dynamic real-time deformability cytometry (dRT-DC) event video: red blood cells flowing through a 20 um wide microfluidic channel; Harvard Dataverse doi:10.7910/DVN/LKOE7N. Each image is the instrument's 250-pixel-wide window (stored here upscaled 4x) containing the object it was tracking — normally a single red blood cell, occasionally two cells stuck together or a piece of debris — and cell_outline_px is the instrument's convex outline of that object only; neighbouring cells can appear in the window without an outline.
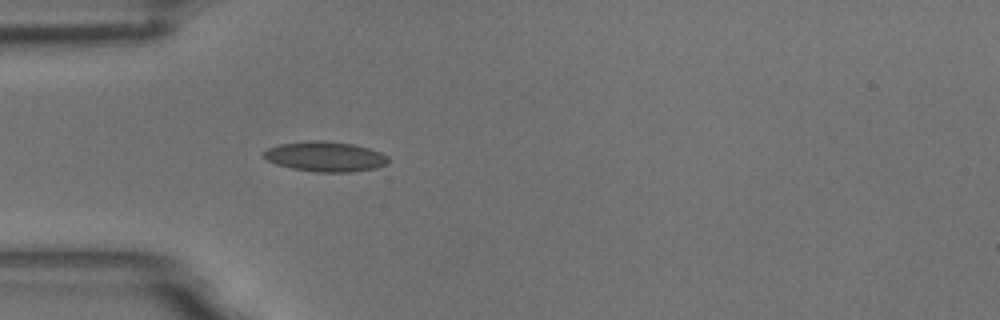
{"species": "common noctule bat (a hibernating species)", "species_latin": "Nyctalus noctula", "temperature_condition": "room temperature", "stored_images_in_passage": 1, "camera_frame_rate_fps": 3000, "um_per_image_px": 0.085, "animal": {"sex": "male", "body_mass_g": 18.8}, "frame": {"image": 1, "passage_image": 1, "time_ms": 0.0, "image_size_px": [1000, 320], "cell_outline_px": [[388, 164], [376, 168], [352, 172], [316, 172], [292, 168], [276, 164], [268, 160], [264, 156], [264, 152], [268, 148], [280, 144], [308, 140], [320, 140], [352, 144], [368, 148], [380, 152], [388, 156]], "centroid_in_image_um": [27.67, 13.31], "position_along_channel_um": 57.3, "area_um2": 21.73}}